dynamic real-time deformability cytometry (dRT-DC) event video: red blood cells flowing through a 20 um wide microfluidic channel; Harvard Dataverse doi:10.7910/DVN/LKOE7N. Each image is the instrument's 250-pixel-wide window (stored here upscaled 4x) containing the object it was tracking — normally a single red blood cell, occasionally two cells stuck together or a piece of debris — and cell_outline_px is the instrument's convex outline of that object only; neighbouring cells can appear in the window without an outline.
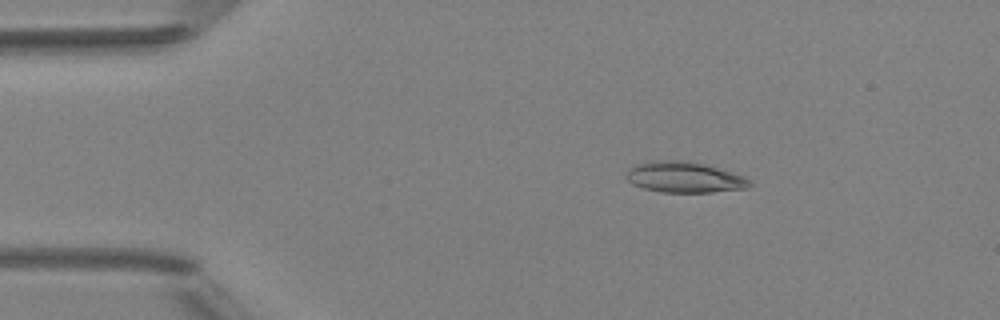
{"species": "Egyptian fruit bat (a non-hibernating species)", "species_latin": "Rousettus aegyptiacus", "temperature_condition": "room temperature", "stored_images_in_passage": 4, "camera_frame_rate_fps": 3000, "um_per_image_px": 0.085, "animal": {"sex": "female"}, "frame": {"image": 1, "passage_image": 3, "time_ms": 2.333, "image_size_px": [1000, 320], "cell_outline_px": [[752, 184], [748, 188], [712, 192], [660, 192], [644, 188], [632, 184], [628, 180], [628, 168], [636, 164], [652, 160], [688, 160], [704, 164], [744, 176], [752, 180]], "centroid_in_image_um": [58.19, 15.06], "position_along_channel_um": 26.8, "area_um2": 22.2}}